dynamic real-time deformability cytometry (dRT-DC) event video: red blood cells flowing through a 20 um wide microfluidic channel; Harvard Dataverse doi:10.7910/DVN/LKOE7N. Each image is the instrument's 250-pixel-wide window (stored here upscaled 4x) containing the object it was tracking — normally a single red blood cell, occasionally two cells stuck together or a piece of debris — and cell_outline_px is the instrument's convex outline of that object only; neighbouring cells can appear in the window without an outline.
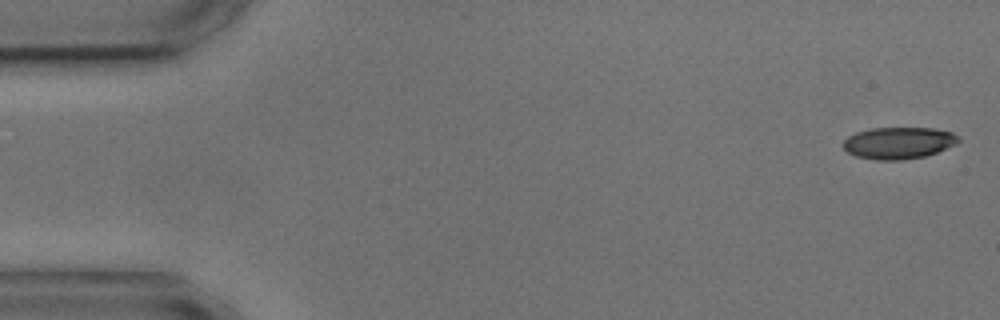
{"species": "common noctule bat (a hibernating species)", "species_latin": "Nyctalus noctula", "temperature_condition": "cold", "stored_images_in_passage": 5, "camera_frame_rate_fps": 3000, "um_per_image_px": 0.085, "animal": {"sex": "male", "body_mass_g": 17.9, "forearm_length_mm": 54.2}, "frame": {"image": 1, "passage_image": 1, "time_ms": 0.0, "image_size_px": [1000, 320], "cell_outline_px": [[960, 140], [956, 144], [936, 152], [924, 156], [900, 160], [876, 160], [856, 156], [848, 152], [844, 148], [844, 140], [848, 136], [856, 132], [872, 128], [932, 128], [952, 132], [960, 136]], "centroid_in_image_um": [76.39, 12.14], "position_along_channel_um": 8.6, "area_um2": 21.27}}
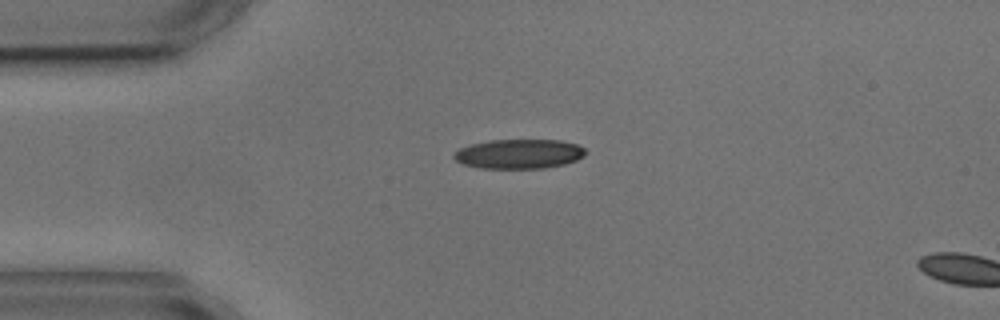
{"frame": {"image": 2, "passage_image": 4, "time_ms": 3.667, "image_size_px": [1000, 320], "cell_outline_px": [[584, 156], [576, 160], [564, 164], [544, 168], [480, 168], [464, 164], [456, 160], [452, 156], [460, 148], [472, 144], [492, 140], [560, 140], [576, 144], [584, 148]], "centroid_in_image_um": [44.12, 13.08], "position_along_channel_um": 40.9, "area_um2": 22.37}}